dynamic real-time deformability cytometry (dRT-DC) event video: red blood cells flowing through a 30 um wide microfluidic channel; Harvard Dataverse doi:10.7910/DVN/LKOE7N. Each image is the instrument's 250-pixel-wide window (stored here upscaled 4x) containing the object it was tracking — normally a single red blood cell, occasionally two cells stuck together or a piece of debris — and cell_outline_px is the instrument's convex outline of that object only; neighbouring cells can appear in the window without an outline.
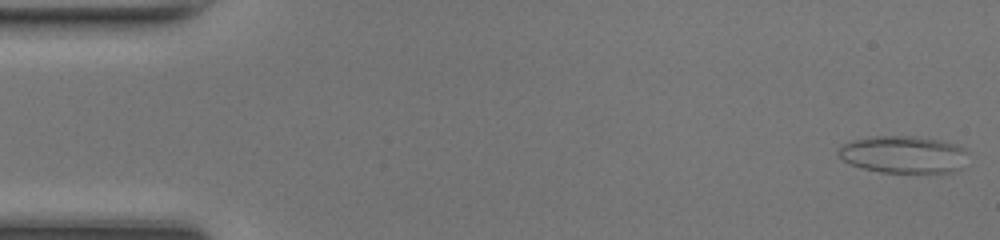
{"species": "common noctule bat (a hibernating species)", "species_latin": "Nyctalus noctula", "temperature_condition": "room temperature", "stored_images_in_passage": 49, "segment_of_instrument_passage": [1, 2], "camera_frame_rate_fps": 3000, "um_per_image_px": 0.085, "animal": {"sex": "female", "body_mass_g": 17.0, "forearm_length_mm": 48.0}, "frame": {"image": 1, "passage_image": 1, "time_ms": 0.0, "image_size_px": [1000, 240], "cell_outline_px": [[968, 152], [960, 168], [948, 172], [880, 172], [848, 164], [836, 152], [844, 144], [852, 140], [868, 136], [916, 136], [944, 140], [968, 148]], "centroid_in_image_um": [76.8, 13.11], "position_along_channel_um": 8.2, "area_um2": 28.26}}
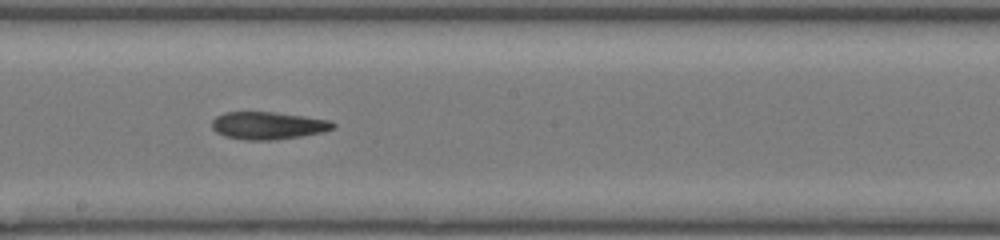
{"frame": {"image": 2, "passage_image": 26, "time_ms": 8.333, "image_size_px": [1000, 240], "cell_outline_px": [[336, 124], [332, 128], [324, 132], [276, 140], [244, 140], [224, 136], [216, 132], [212, 128], [212, 120], [216, 116], [224, 112], [276, 112], [304, 116], [328, 120]], "centroid_in_image_um": [22.75, 10.67], "position_along_channel_um": 225.5, "area_um2": 19.48}}
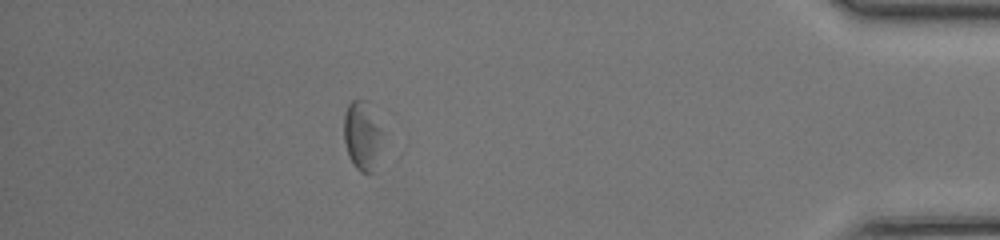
{"frame": {"image": 3, "passage_image": 42, "time_ms": 13.667, "image_size_px": [1000, 240], "cell_outline_px": [[380, 132], [372, 172], [360, 172], [352, 164], [348, 156], [344, 140], [344, 112], [348, 104], [352, 100], [368, 100], [380, 128]], "centroid_in_image_um": [30.7, 11.45], "position_along_channel_um": 404.5, "area_um2": 14.8}}